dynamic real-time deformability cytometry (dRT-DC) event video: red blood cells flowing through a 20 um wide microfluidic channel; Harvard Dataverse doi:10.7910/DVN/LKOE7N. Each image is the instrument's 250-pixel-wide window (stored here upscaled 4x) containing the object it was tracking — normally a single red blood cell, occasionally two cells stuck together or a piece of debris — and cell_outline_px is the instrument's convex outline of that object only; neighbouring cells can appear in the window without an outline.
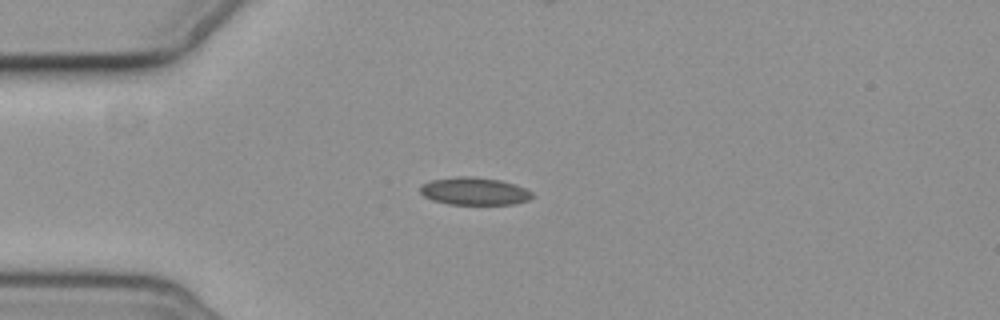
{"species": "common noctule bat (a hibernating species)", "species_latin": "Nyctalus noctula", "temperature_condition": "cold", "stored_images_in_passage": 10, "camera_frame_rate_fps": 3000, "um_per_image_px": 0.085, "animal": {"sex": "female", "body_mass_g": 19.3, "forearm_length_mm": 54.1}, "frame": {"image": 1, "passage_image": 5, "time_ms": 4.667, "image_size_px": [1000, 320], "cell_outline_px": [[532, 196], [528, 200], [516, 204], [448, 204], [432, 200], [424, 196], [420, 192], [420, 184], [432, 180], [460, 176], [472, 176], [500, 180], [524, 188], [532, 192]], "centroid_in_image_um": [40.29, 16.25], "position_along_channel_um": 44.7, "area_um2": 17.92}}
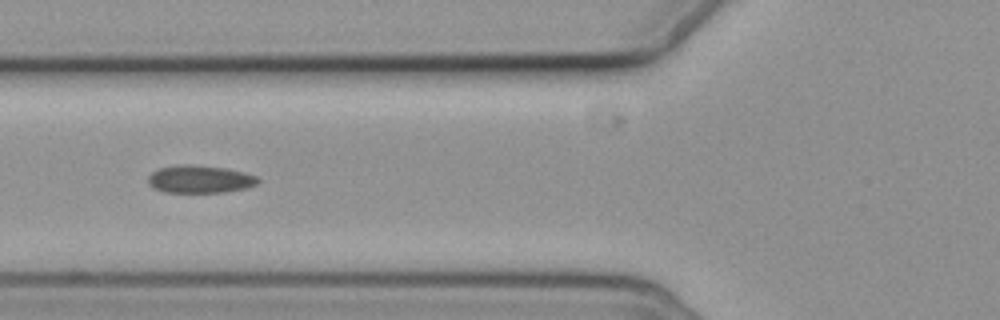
{"frame": {"image": 2, "passage_image": 7, "time_ms": 7.0, "image_size_px": [1000, 320], "cell_outline_px": [[260, 180], [256, 184], [244, 188], [224, 192], [164, 192], [148, 184], [148, 176], [152, 172], [160, 168], [180, 164], [188, 164], [224, 168], [244, 172], [256, 176]], "centroid_in_image_um": [16.97, 15.22], "position_along_channel_um": 108.8, "area_um2": 17.51}}
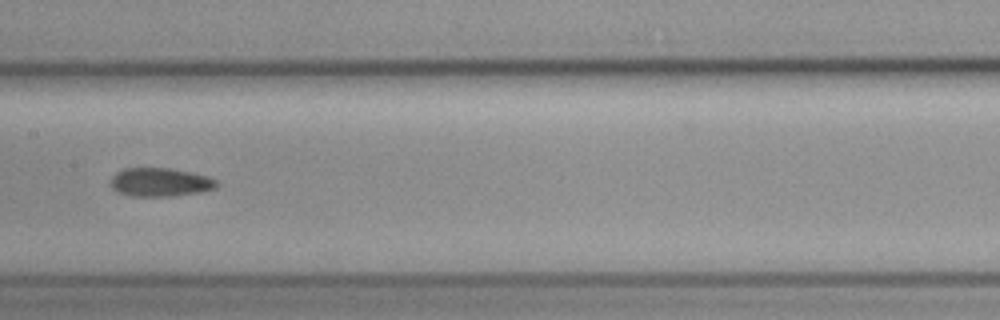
{"frame": {"image": 3, "passage_image": 9, "time_ms": 9.333, "image_size_px": [1000, 320], "cell_outline_px": [[220, 184], [216, 188], [200, 192], [172, 196], [132, 196], [120, 192], [112, 188], [108, 184], [112, 176], [116, 172], [124, 168], [168, 168], [208, 176], [216, 180]], "centroid_in_image_um": [13.6, 15.49], "position_along_channel_um": 193.8, "area_um2": 17.69}}